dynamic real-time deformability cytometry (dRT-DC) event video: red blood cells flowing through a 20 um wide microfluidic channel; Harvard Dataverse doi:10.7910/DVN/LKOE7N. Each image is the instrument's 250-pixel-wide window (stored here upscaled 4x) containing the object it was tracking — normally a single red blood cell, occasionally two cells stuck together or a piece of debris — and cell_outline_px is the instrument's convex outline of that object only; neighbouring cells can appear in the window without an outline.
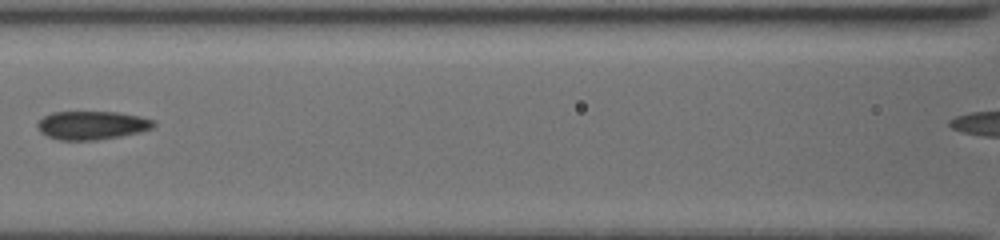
{"species": "common noctule bat (a hibernating species)", "species_latin": "Nyctalus noctula", "temperature_condition": "cold", "stored_images_in_passage": 15, "camera_frame_rate_fps": 3000, "um_per_image_px": 0.085, "animal": {"sex": "female", "body_mass_g": 19.5, "forearm_length_mm": 54.1}, "frame": {"image": 1, "passage_image": 5, "time_ms": 2.333, "image_size_px": [1000, 240], "cell_outline_px": [[156, 124], [152, 128], [120, 136], [96, 140], [60, 140], [48, 136], [40, 132], [36, 128], [36, 124], [44, 116], [52, 112], [116, 112], [140, 116], [156, 120]], "centroid_in_image_um": [7.8, 10.64], "position_along_channel_um": 158.8, "area_um2": 19.25}}
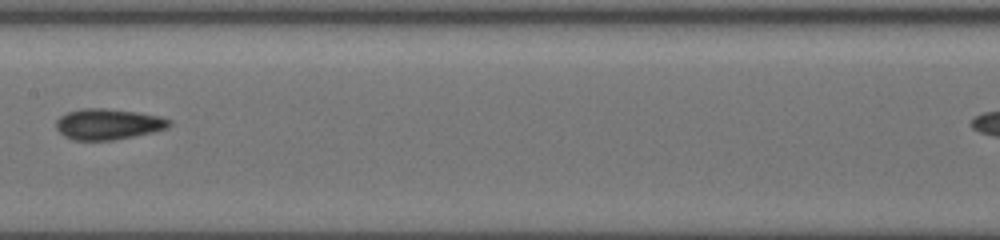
{"frame": {"image": 2, "passage_image": 7, "time_ms": 3.333, "image_size_px": [1000, 240], "cell_outline_px": [[172, 124], [168, 128], [152, 132], [112, 140], [72, 140], [64, 136], [56, 128], [56, 120], [60, 116], [68, 112], [80, 108], [104, 108], [136, 112], [160, 116], [172, 120]], "centroid_in_image_um": [9.19, 10.54], "position_along_channel_um": 198.2, "area_um2": 20.35}}
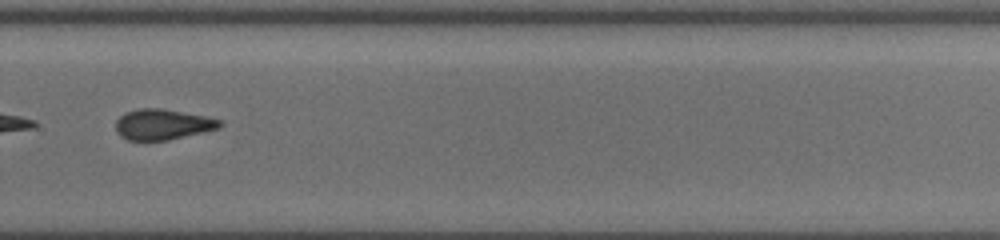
{"frame": {"image": 3, "passage_image": 13, "time_ms": 6.333, "image_size_px": [1000, 240], "cell_outline_px": [[224, 124], [220, 128], [168, 140], [128, 140], [120, 136], [116, 132], [116, 120], [124, 112], [136, 108], [164, 108], [204, 116], [220, 120]], "centroid_in_image_um": [13.8, 10.56], "position_along_channel_um": 316.0, "area_um2": 18.67}}